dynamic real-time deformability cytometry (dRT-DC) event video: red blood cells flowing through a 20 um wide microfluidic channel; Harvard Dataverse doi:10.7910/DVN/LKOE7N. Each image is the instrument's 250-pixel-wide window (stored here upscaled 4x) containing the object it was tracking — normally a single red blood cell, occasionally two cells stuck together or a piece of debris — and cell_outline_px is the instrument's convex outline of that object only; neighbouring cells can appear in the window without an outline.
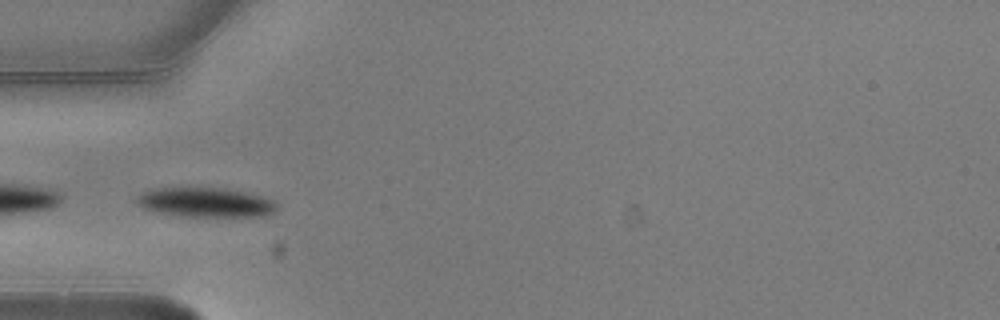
{"species": "common noctule bat (a hibernating species)", "species_latin": "Nyctalus noctula", "temperature_condition": "warm", "stored_images_in_passage": 7, "camera_frame_rate_fps": 3000, "um_per_image_px": 0.085, "animal": {"sex": "male", "body_mass_g": 20.5, "forearm_length_mm": 52.5}, "frame": {"image": 1, "passage_image": 5, "time_ms": 1.333, "image_size_px": [1000, 320], "cell_outline_px": [[276, 212], [264, 216], [176, 216], [156, 212], [140, 208], [136, 204], [136, 196], [144, 192], [156, 188], [224, 188], [244, 192], [260, 196], [272, 200], [276, 204]], "centroid_in_image_um": [17.42, 17.21], "position_along_channel_um": 67.6, "area_um2": 24.1}}
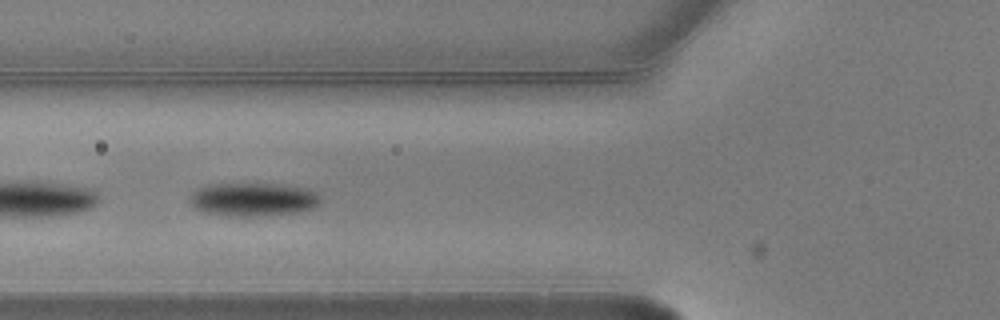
{"frame": {"image": 2, "passage_image": 6, "time_ms": 1.667, "image_size_px": [1000, 320], "cell_outline_px": [[320, 204], [312, 208], [300, 212], [260, 216], [236, 216], [204, 212], [196, 208], [188, 200], [192, 192], [196, 188], [212, 184], [276, 184], [300, 188], [316, 192], [320, 196]], "centroid_in_image_um": [21.5, 16.96], "position_along_channel_um": 104.3, "area_um2": 25.26}}